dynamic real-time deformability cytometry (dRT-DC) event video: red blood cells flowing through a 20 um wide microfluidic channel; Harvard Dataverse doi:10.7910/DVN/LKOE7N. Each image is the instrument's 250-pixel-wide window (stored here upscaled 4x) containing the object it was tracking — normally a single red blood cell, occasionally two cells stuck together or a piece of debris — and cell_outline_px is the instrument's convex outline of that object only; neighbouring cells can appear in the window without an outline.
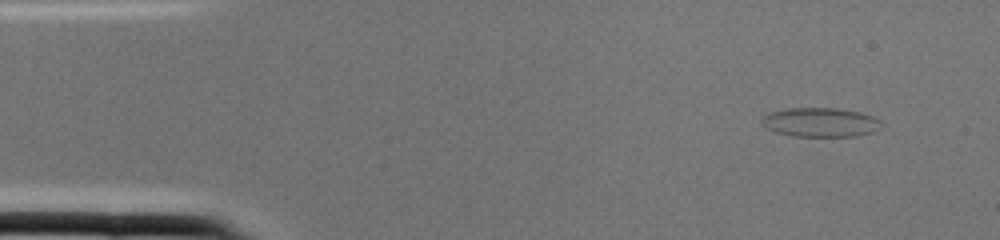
{"species": "common noctule bat (a hibernating species)", "species_latin": "Nyctalus noctula", "temperature_condition": "cold", "stored_images_in_passage": 1, "camera_frame_rate_fps": 3000, "um_per_image_px": 0.085, "animal": {"sex": "female", "body_mass_g": 22.0, "forearm_length_mm": 56.7}, "frame": {"image": 1, "passage_image": 1, "time_ms": 0.0, "image_size_px": [1000, 240], "cell_outline_px": [[880, 128], [872, 132], [856, 136], [792, 136], [776, 132], [760, 124], [760, 116], [768, 112], [788, 108], [836, 108], [860, 112], [872, 116], [880, 120]], "centroid_in_image_um": [69.67, 10.39], "position_along_channel_um": 15.3, "area_um2": 20.46}}